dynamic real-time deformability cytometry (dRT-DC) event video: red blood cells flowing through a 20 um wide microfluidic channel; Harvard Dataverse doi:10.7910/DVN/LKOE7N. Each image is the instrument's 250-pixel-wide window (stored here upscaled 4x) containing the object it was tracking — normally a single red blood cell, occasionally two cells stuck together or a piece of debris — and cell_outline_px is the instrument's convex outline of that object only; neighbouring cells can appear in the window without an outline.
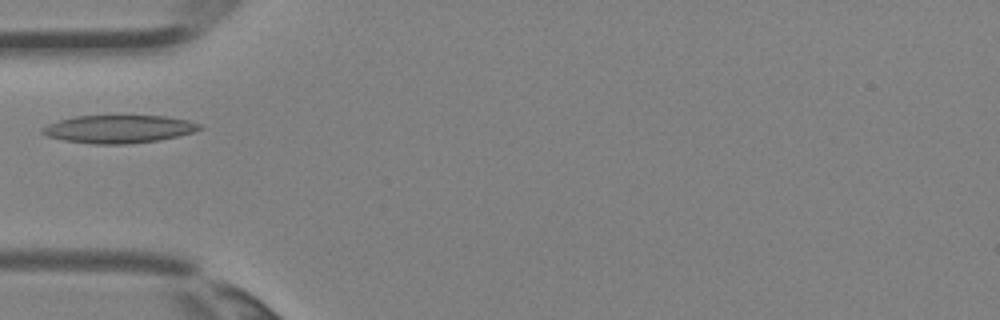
{"species": "Egyptian fruit bat (a non-hibernating species)", "species_latin": "Rousettus aegyptiacus", "temperature_condition": "room temperature", "stored_images_in_passage": 1, "camera_frame_rate_fps": 3000, "um_per_image_px": 0.085, "animal": {"sex": "female"}, "frame": {"image": 1, "passage_image": 1, "time_ms": 0.0, "image_size_px": [1000, 320], "cell_outline_px": [[204, 128], [192, 132], [160, 140], [128, 144], [92, 144], [64, 140], [48, 136], [40, 132], [40, 128], [48, 124], [60, 120], [76, 116], [164, 116], [188, 120], [204, 124]], "centroid_in_image_um": [10.12, 10.97], "position_along_channel_um": 74.9, "area_um2": 25.61}}